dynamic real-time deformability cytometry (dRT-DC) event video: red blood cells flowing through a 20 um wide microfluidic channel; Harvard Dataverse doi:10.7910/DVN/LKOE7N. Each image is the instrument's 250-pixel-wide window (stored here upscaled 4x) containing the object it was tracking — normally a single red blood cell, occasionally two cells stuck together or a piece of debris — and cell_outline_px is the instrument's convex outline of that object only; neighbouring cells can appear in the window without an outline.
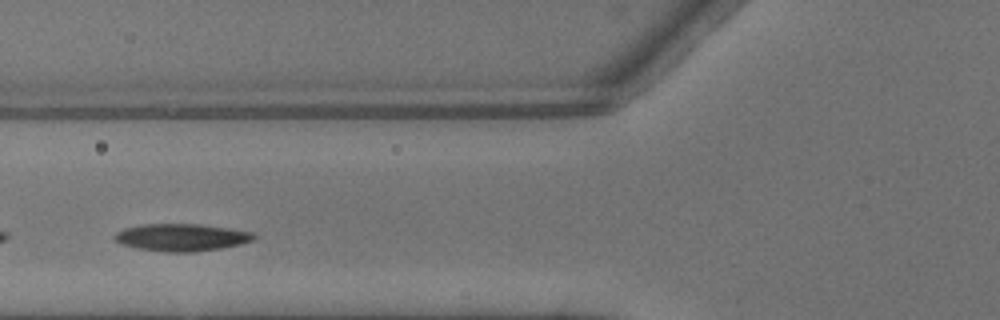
{"species": "common noctule bat (a hibernating species)", "species_latin": "Nyctalus noctula", "temperature_condition": "warm", "stored_images_in_passage": 4, "camera_frame_rate_fps": 3000, "um_per_image_px": 0.085, "animal": {"sex": "male", "body_mass_g": 13.3}, "frame": {"image": 1, "passage_image": 3, "time_ms": 0.667, "image_size_px": [1000, 320], "cell_outline_px": [[256, 236], [252, 240], [240, 244], [220, 248], [192, 252], [164, 252], [136, 248], [120, 244], [112, 236], [116, 232], [124, 228], [144, 224], [200, 224], [228, 228], [252, 232]], "centroid_in_image_um": [15.38, 20.18], "position_along_channel_um": 110.4, "area_um2": 22.14}}
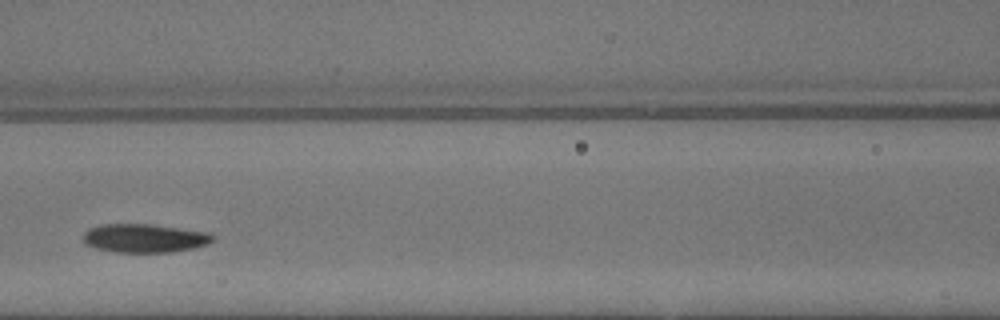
{"frame": {"image": 2, "passage_image": 4, "time_ms": 1.0, "image_size_px": [1000, 320], "cell_outline_px": [[216, 240], [208, 244], [192, 248], [168, 252], [116, 252], [96, 248], [84, 244], [84, 232], [88, 228], [100, 224], [148, 224], [212, 232], [216, 236]], "centroid_in_image_um": [12.32, 20.23], "position_along_channel_um": 154.3, "area_um2": 21.79}}